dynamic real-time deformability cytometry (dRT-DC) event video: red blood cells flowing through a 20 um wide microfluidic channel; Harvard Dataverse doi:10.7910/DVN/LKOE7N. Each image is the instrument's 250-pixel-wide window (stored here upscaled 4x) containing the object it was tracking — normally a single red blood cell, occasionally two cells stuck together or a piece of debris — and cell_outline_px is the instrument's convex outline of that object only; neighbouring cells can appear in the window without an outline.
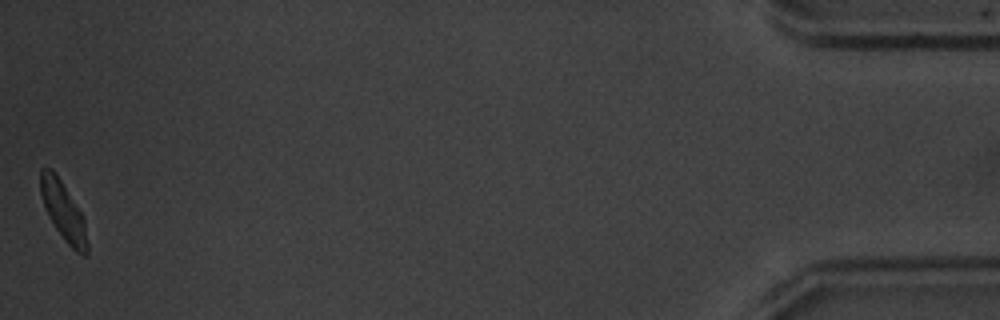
{"species": "common noctule bat (a hibernating species)", "species_latin": "Nyctalus noctula", "temperature_condition": "warm", "stored_images_in_passage": 54, "camera_frame_rate_fps": 3000, "um_per_image_px": 0.085, "animal": {"sex": "male", "body_mass_g": 20.1, "forearm_length_mm": 53.5}, "frame": {"image": 1, "passage_image": 54, "time_ms": 17.667, "image_size_px": [1000, 320], "cell_outline_px": [[88, 256], [84, 256], [76, 252], [64, 240], [56, 228], [44, 204], [40, 192], [40, 168], [52, 168], [84, 216], [88, 244]], "centroid_in_image_um": [5.42, 17.98], "position_along_channel_um": 429.8, "area_um2": 15.78}, "authors_computed_cell_mechanics": {"area_um2": 17.1377, "velocity_mm_per_s": 3.8096, "shape_relaxation_time_tau1_ms": 1.4936, "shape_relaxation_time_tau2_ms": 1.6613, "deformation_change_tau1": 0.1341, "deformation_change_tau2": 0.0873}}